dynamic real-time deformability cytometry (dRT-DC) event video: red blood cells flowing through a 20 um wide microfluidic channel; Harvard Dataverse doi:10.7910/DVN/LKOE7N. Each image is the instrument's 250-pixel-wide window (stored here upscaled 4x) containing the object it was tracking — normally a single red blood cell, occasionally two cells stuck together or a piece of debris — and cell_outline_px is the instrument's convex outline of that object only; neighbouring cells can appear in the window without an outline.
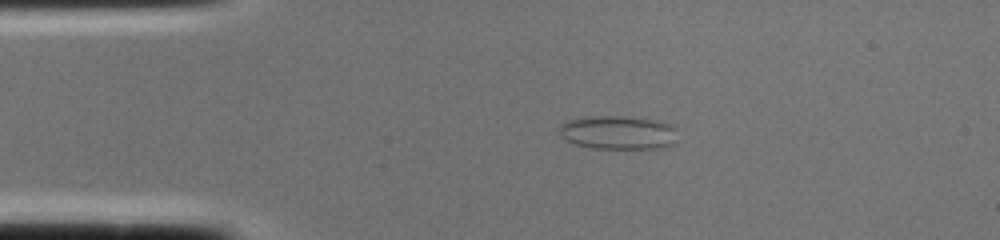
{"species": "common noctule bat (a hibernating species)", "species_latin": "Nyctalus noctula", "temperature_condition": "cold", "stored_images_in_passage": 1, "camera_frame_rate_fps": 3000, "um_per_image_px": 0.085, "animal": {"sex": "female", "body_mass_g": 22.0, "forearm_length_mm": 56.7}, "frame": {"image": 1, "passage_image": 1, "time_ms": 0.0, "image_size_px": [1000, 240], "cell_outline_px": [[676, 144], [668, 148], [592, 148], [576, 144], [564, 140], [560, 136], [560, 124], [568, 120], [584, 116], [624, 116], [660, 120], [676, 124]], "centroid_in_image_um": [52.61, 11.25], "position_along_channel_um": 32.4, "area_um2": 23.87}}